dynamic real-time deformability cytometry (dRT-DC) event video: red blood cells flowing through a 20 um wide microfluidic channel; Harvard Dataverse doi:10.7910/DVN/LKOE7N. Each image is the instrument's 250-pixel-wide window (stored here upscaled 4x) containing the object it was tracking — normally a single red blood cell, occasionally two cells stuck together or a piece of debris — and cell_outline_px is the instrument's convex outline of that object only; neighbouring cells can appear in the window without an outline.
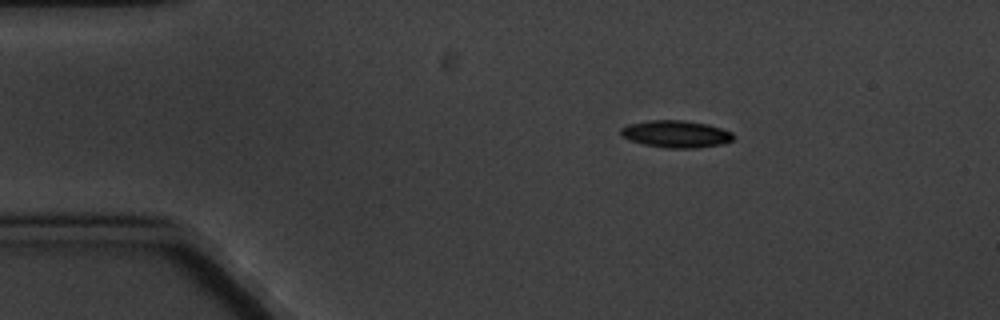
{"species": "common noctule bat (a hibernating species)", "species_latin": "Nyctalus noctula", "temperature_condition": "cold", "stored_images_in_passage": 3, "camera_frame_rate_fps": 3000, "um_per_image_px": 0.085, "animal": {"sex": "male", "body_mass_g": 20.1, "forearm_length_mm": 53.5}, "frame": {"image": 1, "passage_image": 2, "time_ms": 1.0, "image_size_px": [1000, 320], "cell_outline_px": [[736, 136], [732, 140], [724, 144], [696, 148], [668, 148], [644, 144], [620, 136], [620, 128], [628, 124], [648, 120], [684, 120], [708, 124], [732, 132]], "centroid_in_image_um": [57.47, 11.38], "position_along_channel_um": 27.5, "area_um2": 17.92}}